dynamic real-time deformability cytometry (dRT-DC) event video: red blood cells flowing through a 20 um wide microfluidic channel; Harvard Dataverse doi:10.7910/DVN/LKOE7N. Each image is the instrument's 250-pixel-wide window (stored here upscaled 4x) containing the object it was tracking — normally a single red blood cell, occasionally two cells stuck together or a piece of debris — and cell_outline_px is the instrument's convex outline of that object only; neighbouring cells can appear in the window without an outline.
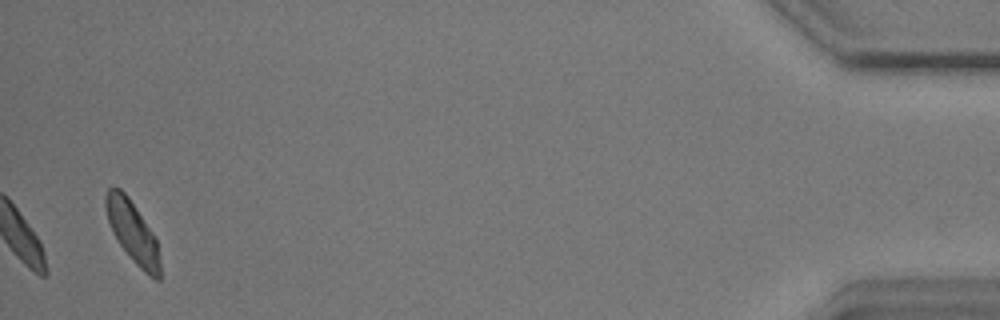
{"species": "common noctule bat (a hibernating species)", "species_latin": "Nyctalus noctula", "temperature_condition": "warm", "stored_images_in_passage": 40, "camera_frame_rate_fps": 3000, "um_per_image_px": 0.085, "animal": {"sex": "male", "body_mass_g": 17.9}, "frame": {"image": 1, "passage_image": 40, "time_ms": 13.0, "image_size_px": [1000, 320], "cell_outline_px": [[160, 280], [156, 280], [148, 276], [132, 260], [120, 244], [112, 232], [108, 220], [104, 204], [104, 196], [108, 188], [112, 184], [120, 188], [128, 196], [152, 232], [156, 240], [160, 260]], "centroid_in_image_um": [11.24, 19.69], "position_along_channel_um": 424.0, "area_um2": 19.48}, "authors_computed_cell_mechanics": {"area_um2": 16.5019, "velocity_mm_per_s": 3.5974, "shape_relaxation_time_tau1_ms": null, "shape_relaxation_time_tau2_ms": 8.1322, "deformation_change_tau1": null, "deformation_change_tau2": 0.1457}}